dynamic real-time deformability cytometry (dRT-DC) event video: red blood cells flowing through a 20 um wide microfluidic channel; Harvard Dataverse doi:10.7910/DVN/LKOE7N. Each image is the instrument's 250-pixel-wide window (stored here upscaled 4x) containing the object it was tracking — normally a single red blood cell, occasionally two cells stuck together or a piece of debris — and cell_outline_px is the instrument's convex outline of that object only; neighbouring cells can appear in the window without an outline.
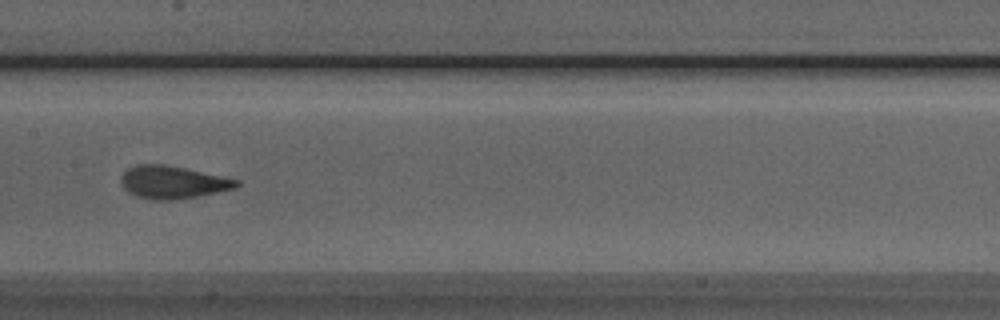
{"species": "Egyptian fruit bat (a non-hibernating species)", "species_latin": "Rousettus aegyptiacus", "temperature_condition": "room temperature", "stored_images_in_passage": 41, "camera_frame_rate_fps": 3000, "um_per_image_px": 0.085, "animal": {"sex": "male"}, "frame": {"image": 1, "passage_image": 21, "time_ms": 6.667, "image_size_px": [1000, 320], "cell_outline_px": [[240, 184], [236, 188], [176, 200], [152, 200], [136, 196], [128, 192], [120, 184], [120, 176], [128, 168], [136, 164], [164, 164], [184, 168], [240, 180]], "centroid_in_image_um": [14.64, 15.49], "position_along_channel_um": 192.8, "area_um2": 22.02}}
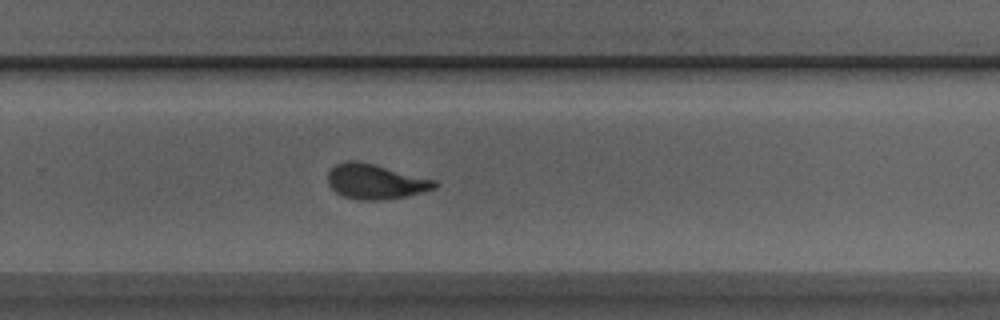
{"frame": {"image": 2, "passage_image": 29, "time_ms": 9.333, "image_size_px": [1000, 320], "cell_outline_px": [[440, 184], [436, 188], [388, 200], [356, 200], [344, 196], [336, 192], [328, 184], [328, 172], [336, 164], [348, 160], [356, 160], [436, 180]], "centroid_in_image_um": [31.9, 15.44], "position_along_channel_um": 297.9, "area_um2": 21.62}}
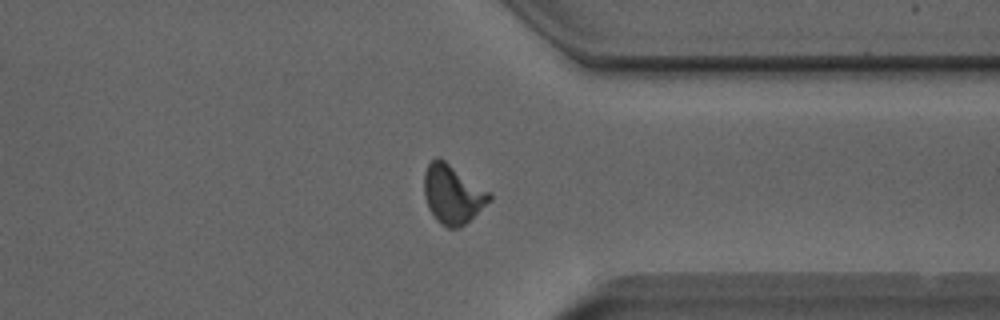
{"frame": {"image": 3, "passage_image": 35, "time_ms": 11.333, "image_size_px": [1000, 320], "cell_outline_px": [[492, 200], [460, 228], [448, 228], [440, 224], [436, 220], [428, 208], [424, 196], [424, 172], [428, 164], [436, 156], [444, 160], [492, 192]], "centroid_in_image_um": [38.48, 16.51], "position_along_channel_um": 372.9, "area_um2": 22.66}}